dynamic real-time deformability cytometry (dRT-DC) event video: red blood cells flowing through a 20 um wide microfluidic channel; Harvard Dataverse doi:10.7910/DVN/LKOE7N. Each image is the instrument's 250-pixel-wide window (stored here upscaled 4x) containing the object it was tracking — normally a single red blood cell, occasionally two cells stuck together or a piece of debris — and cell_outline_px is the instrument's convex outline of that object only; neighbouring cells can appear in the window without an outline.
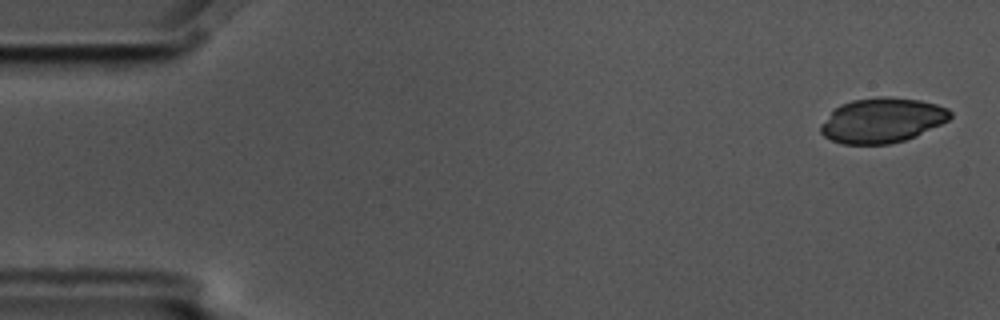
{"species": "common noctule bat (a hibernating species)", "species_latin": "Nyctalus noctula", "temperature_condition": "cold", "stored_images_in_passage": 5, "camera_frame_rate_fps": 3000, "um_per_image_px": 0.085, "animal": {"sex": "male", "body_mass_g": 17.5, "forearm_length_mm": 52.3}, "frame": {"image": 1, "passage_image": 1, "time_ms": 0.0, "image_size_px": [1000, 320], "cell_outline_px": [[952, 116], [948, 120], [916, 136], [904, 140], [888, 144], [844, 144], [832, 140], [824, 136], [820, 132], [820, 124], [840, 104], [852, 100], [880, 96], [888, 96], [920, 100], [936, 104], [948, 108], [952, 112]], "centroid_in_image_um": [74.98, 10.22], "position_along_channel_um": 10.0, "area_um2": 33.81}}